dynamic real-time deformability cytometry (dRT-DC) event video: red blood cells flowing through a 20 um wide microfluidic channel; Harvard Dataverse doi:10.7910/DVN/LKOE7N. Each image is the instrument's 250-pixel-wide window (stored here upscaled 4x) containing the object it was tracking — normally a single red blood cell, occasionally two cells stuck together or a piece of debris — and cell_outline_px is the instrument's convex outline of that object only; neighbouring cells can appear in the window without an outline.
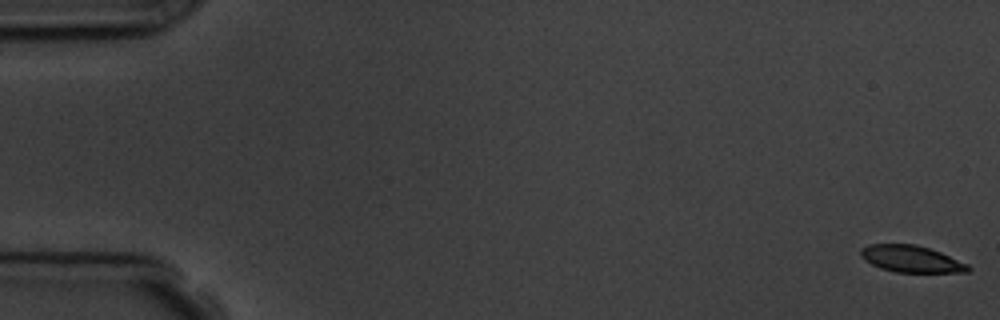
{"species": "common noctule bat (a hibernating species)", "species_latin": "Nyctalus noctula", "temperature_condition": "room temperature", "stored_images_in_passage": 5, "camera_frame_rate_fps": 3000, "um_per_image_px": 0.085, "animal": {"sex": "male", "body_mass_g": 19.5, "forearm_length_mm": 54.6}, "frame": {"image": 1, "passage_image": 1, "time_ms": 0.0, "image_size_px": [1000, 320], "cell_outline_px": [[972, 268], [968, 272], [896, 272], [880, 268], [864, 260], [860, 256], [860, 248], [868, 244], [916, 244], [940, 252], [968, 264]], "centroid_in_image_um": [77.43, 22.0], "position_along_channel_um": 7.6, "area_um2": 16.76}}
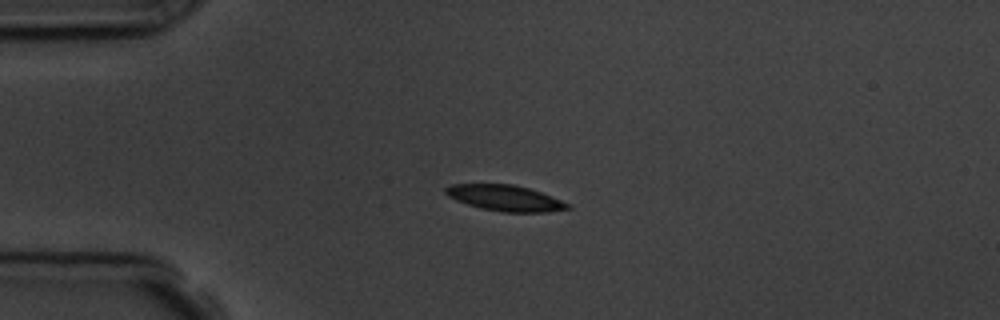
{"frame": {"image": 2, "passage_image": 4, "time_ms": 4.333, "image_size_px": [1000, 320], "cell_outline_px": [[572, 208], [548, 212], [504, 212], [480, 208], [456, 200], [448, 196], [444, 192], [444, 188], [452, 184], [512, 184], [528, 188], [540, 192], [572, 204]], "centroid_in_image_um": [42.95, 16.83], "position_along_channel_um": 42.0, "area_um2": 18.38}}